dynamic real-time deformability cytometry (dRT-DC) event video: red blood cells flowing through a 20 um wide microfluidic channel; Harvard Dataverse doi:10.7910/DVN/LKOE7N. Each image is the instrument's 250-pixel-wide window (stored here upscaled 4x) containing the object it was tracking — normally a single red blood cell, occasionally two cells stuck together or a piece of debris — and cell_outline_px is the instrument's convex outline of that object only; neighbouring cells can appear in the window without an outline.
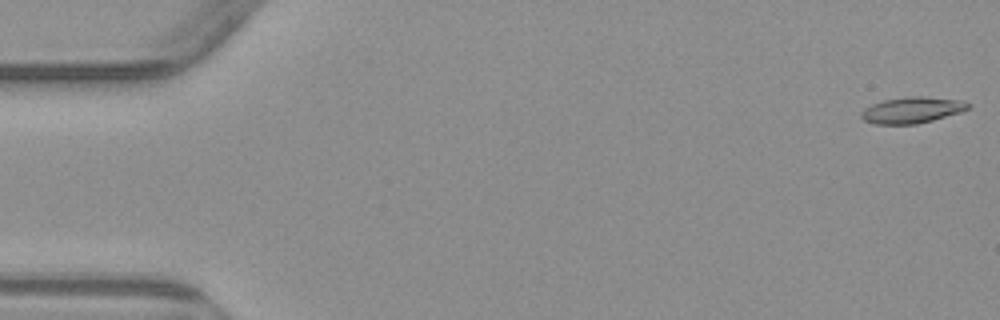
{"species": "common noctule bat (a hibernating species)", "species_latin": "Nyctalus noctula", "temperature_condition": "warm", "stored_images_in_passage": 5, "camera_frame_rate_fps": 3000, "um_per_image_px": 0.085, "animal": {"sex": "male", "body_mass_g": 23.1, "forearm_length_mm": 52.7}, "frame": {"image": 1, "passage_image": 1, "time_ms": 0.0, "image_size_px": [1000, 320], "cell_outline_px": [[972, 104], [968, 108], [960, 112], [932, 120], [916, 124], [872, 124], [864, 120], [860, 116], [860, 112], [864, 108], [872, 104], [884, 100], [908, 96], [924, 96], [964, 100]], "centroid_in_image_um": [77.51, 9.34], "position_along_channel_um": 7.5, "area_um2": 16.42}}
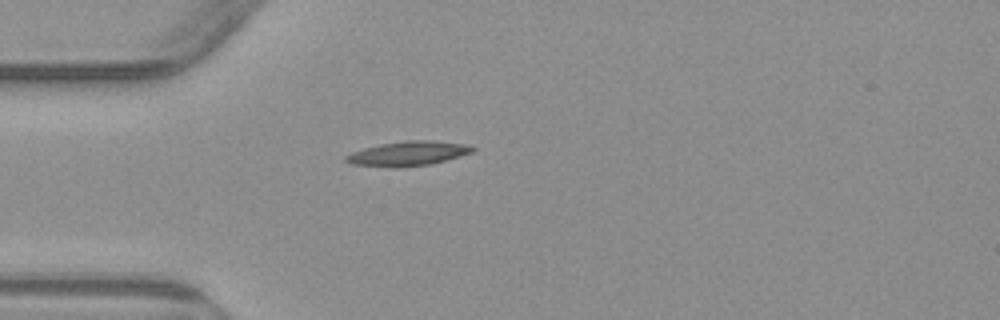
{"frame": {"image": 2, "passage_image": 5, "time_ms": 4.667, "image_size_px": [1000, 320], "cell_outline_px": [[476, 148], [472, 152], [432, 164], [396, 168], [392, 168], [352, 164], [344, 160], [344, 156], [352, 152], [364, 148], [380, 144], [404, 140], [432, 140], [468, 144]], "centroid_in_image_um": [34.67, 13.05], "position_along_channel_um": 50.3, "area_um2": 18.26}}